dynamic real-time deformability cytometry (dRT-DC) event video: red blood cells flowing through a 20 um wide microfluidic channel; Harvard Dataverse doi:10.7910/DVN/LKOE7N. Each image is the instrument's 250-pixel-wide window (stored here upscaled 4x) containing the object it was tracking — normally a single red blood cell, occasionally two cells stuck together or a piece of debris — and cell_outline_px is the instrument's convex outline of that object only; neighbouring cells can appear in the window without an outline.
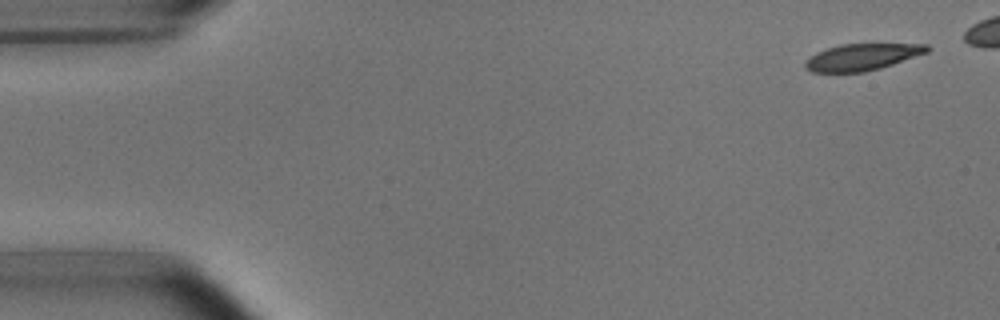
{"species": "common noctule bat (a hibernating species)", "species_latin": "Nyctalus noctula", "temperature_condition": "room temperature", "stored_images_in_passage": 3, "camera_frame_rate_fps": 3000, "um_per_image_px": 0.085, "animal": {"sex": "male", "body_mass_g": 15.6}, "frame": {"image": 1, "passage_image": 1, "time_ms": 0.0, "image_size_px": [1000, 320], "cell_outline_px": [[932, 48], [928, 52], [880, 68], [864, 72], [812, 72], [804, 68], [804, 60], [816, 52], [840, 44], [928, 44]], "centroid_in_image_um": [73.25, 4.84], "position_along_channel_um": 11.7, "area_um2": 18.96}}